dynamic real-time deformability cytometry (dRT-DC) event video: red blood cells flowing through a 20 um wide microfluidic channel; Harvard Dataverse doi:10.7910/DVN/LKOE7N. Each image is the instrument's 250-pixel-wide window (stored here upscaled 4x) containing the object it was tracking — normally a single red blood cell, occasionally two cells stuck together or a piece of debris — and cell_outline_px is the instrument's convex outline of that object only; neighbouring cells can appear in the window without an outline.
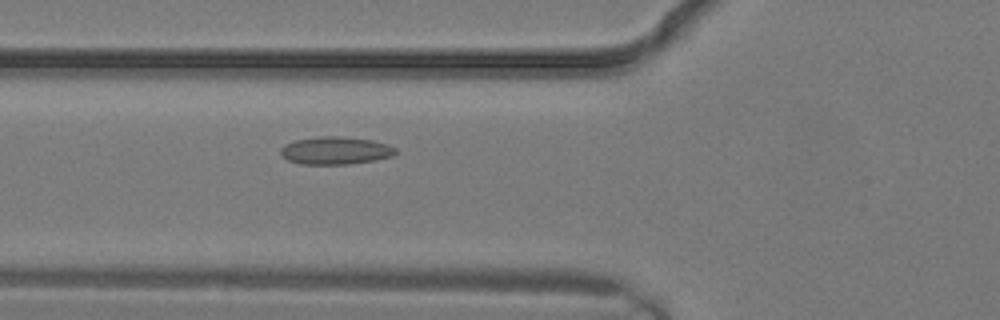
{"species": "common noctule bat (a hibernating species)", "species_latin": "Nyctalus noctula", "temperature_condition": "warm", "stored_images_in_passage": 5, "camera_frame_rate_fps": 3000, "um_per_image_px": 0.085, "animal": {"sex": "male", "body_mass_g": 19.2, "forearm_length_mm": 51.8}, "frame": {"image": 1, "passage_image": 4, "time_ms": 1.0, "image_size_px": [1000, 320], "cell_outline_px": [[396, 152], [392, 156], [372, 160], [348, 164], [300, 164], [288, 160], [280, 152], [280, 148], [284, 144], [296, 140], [320, 136], [340, 136], [372, 140], [388, 144], [396, 148]], "centroid_in_image_um": [28.5, 12.79], "position_along_channel_um": 97.3, "area_um2": 18.44}}